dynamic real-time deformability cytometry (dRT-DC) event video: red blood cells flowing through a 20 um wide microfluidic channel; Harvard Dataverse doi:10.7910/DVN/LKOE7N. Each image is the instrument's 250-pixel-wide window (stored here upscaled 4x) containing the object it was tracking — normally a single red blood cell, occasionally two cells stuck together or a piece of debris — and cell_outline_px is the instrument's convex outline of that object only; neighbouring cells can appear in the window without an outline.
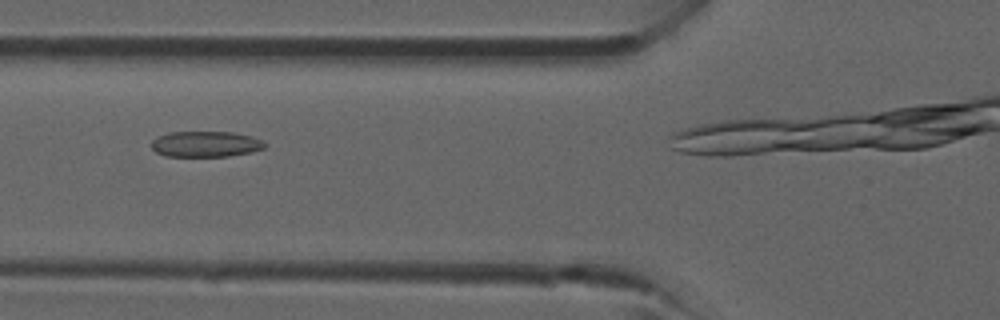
{"species": "common noctule bat (a hibernating species)", "species_latin": "Nyctalus noctula", "temperature_condition": "room temperature", "stored_images_in_passage": 9, "camera_frame_rate_fps": 3000, "um_per_image_px": 0.085, "animal": {"sex": "male", "forearm_length_mm": 52.5}, "frame": {"image": 1, "passage_image": 7, "time_ms": 2.0, "image_size_px": [1000, 320], "cell_outline_px": [[264, 148], [252, 152], [228, 156], [164, 156], [156, 152], [152, 148], [152, 140], [156, 136], [168, 132], [232, 132], [252, 136], [260, 140], [264, 144]], "centroid_in_image_um": [17.43, 12.24], "position_along_channel_um": 108.4, "area_um2": 16.99}}